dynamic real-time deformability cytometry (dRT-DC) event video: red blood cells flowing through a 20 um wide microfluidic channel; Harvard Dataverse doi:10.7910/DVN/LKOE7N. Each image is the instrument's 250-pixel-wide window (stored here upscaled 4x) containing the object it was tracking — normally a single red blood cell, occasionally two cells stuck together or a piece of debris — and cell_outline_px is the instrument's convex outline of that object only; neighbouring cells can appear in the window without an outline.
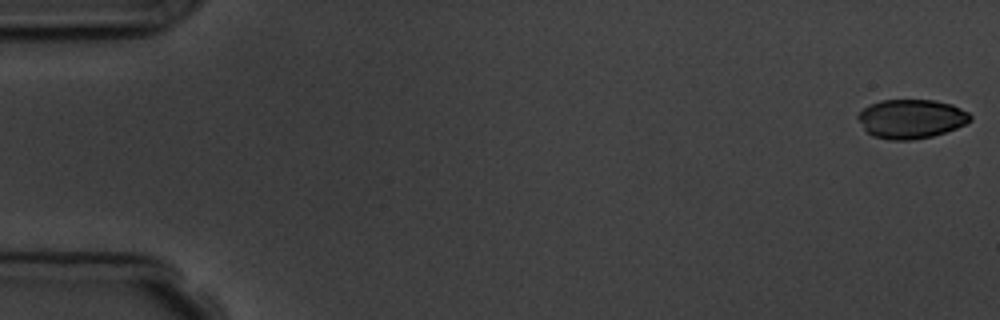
{"species": "common noctule bat (a hibernating species)", "species_latin": "Nyctalus noctula", "temperature_condition": "room temperature", "stored_images_in_passage": 5, "camera_frame_rate_fps": 3000, "um_per_image_px": 0.085, "animal": {"sex": "male", "body_mass_g": 19.5, "forearm_length_mm": 54.6}, "frame": {"image": 1, "passage_image": 1, "time_ms": 0.0, "image_size_px": [1000, 320], "cell_outline_px": [[972, 120], [956, 128], [932, 136], [912, 140], [892, 140], [872, 136], [864, 128], [856, 116], [868, 104], [880, 100], [936, 100], [952, 104], [968, 112], [972, 116]], "centroid_in_image_um": [77.45, 10.09], "position_along_channel_um": 7.6, "area_um2": 25.61}}
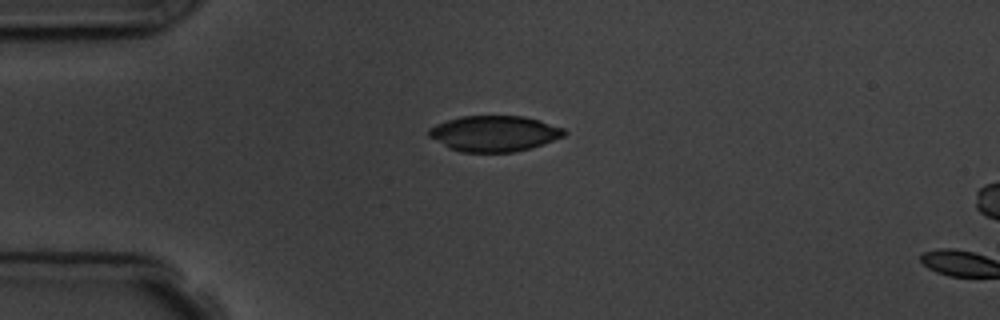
{"frame": {"image": 2, "passage_image": 4, "time_ms": 4.333, "image_size_px": [1000, 320], "cell_outline_px": [[568, 132], [564, 136], [532, 148], [512, 152], [460, 152], [448, 148], [428, 136], [428, 128], [436, 124], [460, 116], [524, 116], [540, 120], [564, 128]], "centroid_in_image_um": [42.01, 11.35], "position_along_channel_um": 43.0, "area_um2": 28.38}}